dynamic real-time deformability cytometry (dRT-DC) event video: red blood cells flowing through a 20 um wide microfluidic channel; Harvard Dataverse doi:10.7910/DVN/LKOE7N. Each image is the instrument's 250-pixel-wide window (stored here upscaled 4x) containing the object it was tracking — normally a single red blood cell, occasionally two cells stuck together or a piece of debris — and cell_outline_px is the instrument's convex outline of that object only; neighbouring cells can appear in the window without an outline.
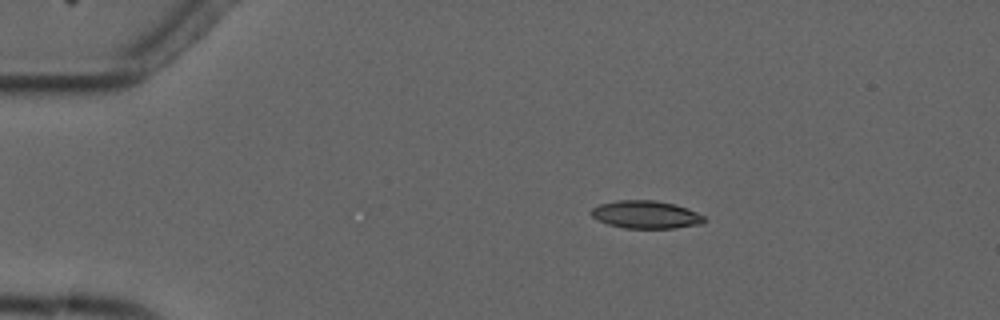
{"species": "common noctule bat (a hibernating species)", "species_latin": "Nyctalus noctula", "temperature_condition": "cold", "stored_images_in_passage": 4, "camera_frame_rate_fps": 3000, "um_per_image_px": 0.085, "animal": {"sex": "male", "forearm_length_mm": 52.5}, "frame": {"image": 1, "passage_image": 3, "time_ms": 2.667, "image_size_px": [1000, 320], "cell_outline_px": [[708, 220], [700, 224], [676, 228], [624, 228], [608, 224], [596, 220], [588, 212], [592, 208], [600, 204], [616, 200], [656, 200], [676, 204], [688, 208], [704, 216]], "centroid_in_image_um": [54.89, 18.24], "position_along_channel_um": 30.1, "area_um2": 18.55}}